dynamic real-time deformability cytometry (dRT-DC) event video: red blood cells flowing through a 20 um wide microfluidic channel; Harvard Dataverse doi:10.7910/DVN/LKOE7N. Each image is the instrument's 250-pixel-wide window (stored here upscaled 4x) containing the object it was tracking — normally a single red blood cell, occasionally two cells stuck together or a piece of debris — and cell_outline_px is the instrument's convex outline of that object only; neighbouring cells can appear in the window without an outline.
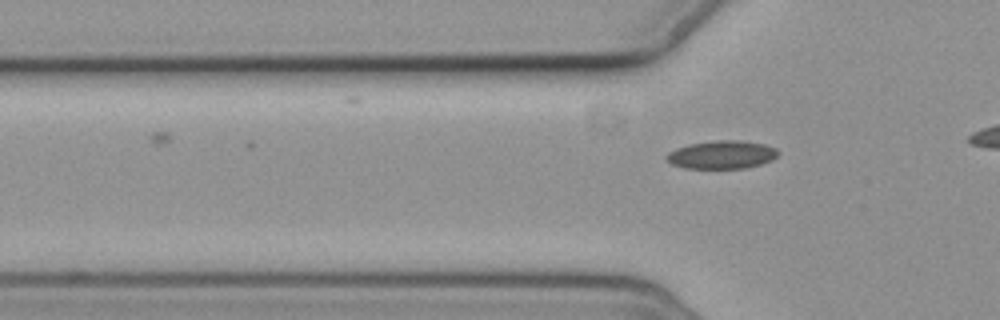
{"species": "common noctule bat (a hibernating species)", "species_latin": "Nyctalus noctula", "temperature_condition": "cold", "stored_images_in_passage": 4, "camera_frame_rate_fps": 3000, "um_per_image_px": 0.085, "animal": {"sex": "female", "body_mass_g": 19.3, "forearm_length_mm": 54.1}, "frame": {"image": 1, "passage_image": 4, "time_ms": 3.333, "image_size_px": [1000, 320], "cell_outline_px": [[780, 152], [772, 160], [748, 168], [684, 168], [672, 164], [664, 160], [664, 156], [668, 152], [676, 148], [688, 144], [712, 140], [740, 140], [764, 144], [776, 148]], "centroid_in_image_um": [61.32, 13.14], "position_along_channel_um": 64.5, "area_um2": 18.55}}